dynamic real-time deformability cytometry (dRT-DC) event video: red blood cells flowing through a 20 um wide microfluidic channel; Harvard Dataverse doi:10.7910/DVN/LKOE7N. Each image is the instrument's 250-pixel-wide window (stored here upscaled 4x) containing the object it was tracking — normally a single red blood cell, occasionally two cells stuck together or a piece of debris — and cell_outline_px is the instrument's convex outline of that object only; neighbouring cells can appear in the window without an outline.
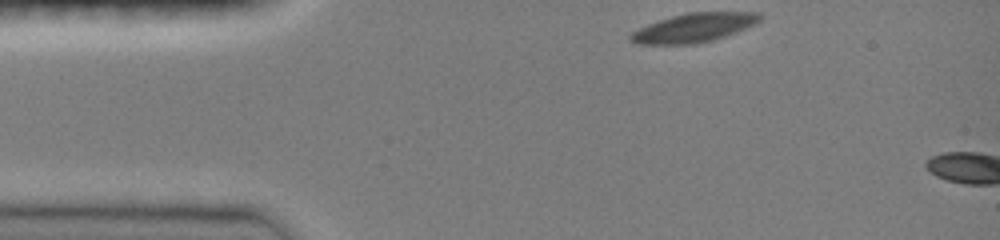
{"species": "common noctule bat (a hibernating species)", "species_latin": "Nyctalus noctula", "temperature_condition": "room temperature", "stored_images_in_passage": 5, "camera_frame_rate_fps": 3000, "um_per_image_px": 0.085, "animal": {"sex": "female", "body_mass_g": 19.0, "forearm_length_mm": 51.5}, "frame": {"image": 1, "passage_image": 1, "time_ms": 0.0, "image_size_px": [1000, 240], "cell_outline_px": [[760, 20], [756, 24], [736, 32], [712, 40], [696, 44], [636, 44], [628, 40], [628, 36], [632, 32], [648, 24], [672, 16], [688, 12], [760, 12]], "centroid_in_image_um": [58.96, 2.36], "position_along_channel_um": 26.0, "area_um2": 21.73}}